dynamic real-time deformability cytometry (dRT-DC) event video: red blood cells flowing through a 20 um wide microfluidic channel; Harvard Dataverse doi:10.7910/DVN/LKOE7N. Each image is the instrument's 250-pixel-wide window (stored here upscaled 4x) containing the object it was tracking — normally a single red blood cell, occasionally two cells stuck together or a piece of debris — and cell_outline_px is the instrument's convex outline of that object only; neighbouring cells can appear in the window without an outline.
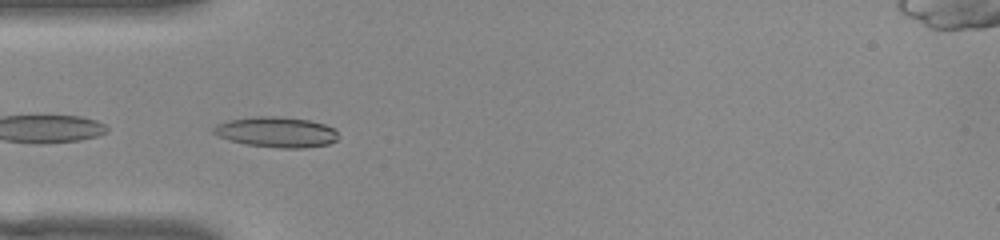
{"species": "common noctule bat (a hibernating species)", "species_latin": "Nyctalus noctula", "temperature_condition": "warm", "stored_images_in_passage": 42, "camera_frame_rate_fps": 3000, "um_per_image_px": 0.085, "animal": {"sex": "female", "body_mass_g": 22.0, "forearm_length_mm": 56.7}, "frame": {"image": 1, "passage_image": 5, "time_ms": 1.333, "image_size_px": [1000, 240], "cell_outline_px": [[336, 140], [328, 144], [304, 148], [280, 148], [244, 144], [228, 140], [212, 132], [212, 128], [216, 124], [228, 120], [256, 116], [280, 116], [308, 120], [324, 124], [332, 128], [336, 132]], "centroid_in_image_um": [23.45, 11.22], "position_along_channel_um": 61.6, "area_um2": 22.08}}
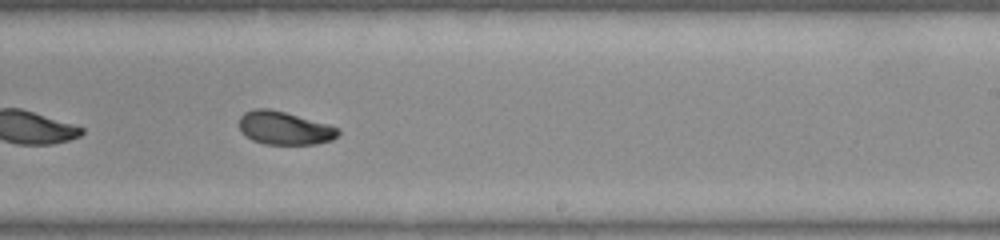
{"frame": {"image": 2, "passage_image": 21, "time_ms": 6.667, "image_size_px": [1000, 240], "cell_outline_px": [[340, 132], [332, 140], [316, 144], [264, 144], [252, 140], [240, 132], [240, 116], [244, 112], [252, 108], [268, 108], [284, 112], [328, 124], [340, 128]], "centroid_in_image_um": [24.16, 10.88], "position_along_channel_um": 264.8, "area_um2": 19.19}}
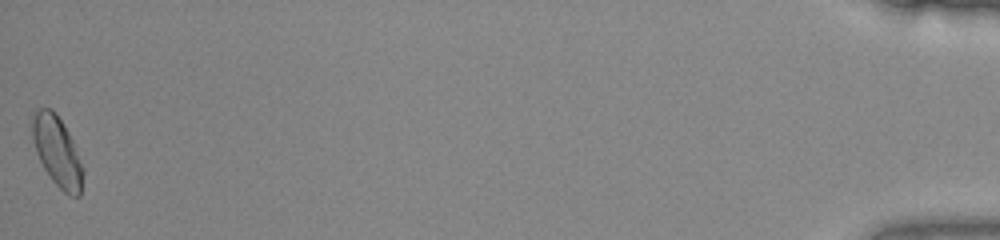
{"frame": {"image": 3, "passage_image": 42, "time_ms": 13.667, "image_size_px": [1000, 240], "cell_outline_px": [[84, 172], [80, 196], [68, 196], [52, 180], [44, 168], [36, 152], [32, 136], [32, 120], [36, 112], [40, 108], [52, 108], [56, 112], [68, 132], [72, 140], [84, 168]], "centroid_in_image_um": [4.88, 12.89], "position_along_channel_um": 430.3, "area_um2": 20.58}, "authors_computed_cell_mechanics": {"area_um2": 19.5364, "velocity_mm_per_s": 3.8322, "shape_relaxation_time_tau1_ms": 3.4799, "shape_relaxation_time_tau2_ms": 3.8183, "deformation_change_tau1": 0.1246, "deformation_change_tau2": 0.0764}}